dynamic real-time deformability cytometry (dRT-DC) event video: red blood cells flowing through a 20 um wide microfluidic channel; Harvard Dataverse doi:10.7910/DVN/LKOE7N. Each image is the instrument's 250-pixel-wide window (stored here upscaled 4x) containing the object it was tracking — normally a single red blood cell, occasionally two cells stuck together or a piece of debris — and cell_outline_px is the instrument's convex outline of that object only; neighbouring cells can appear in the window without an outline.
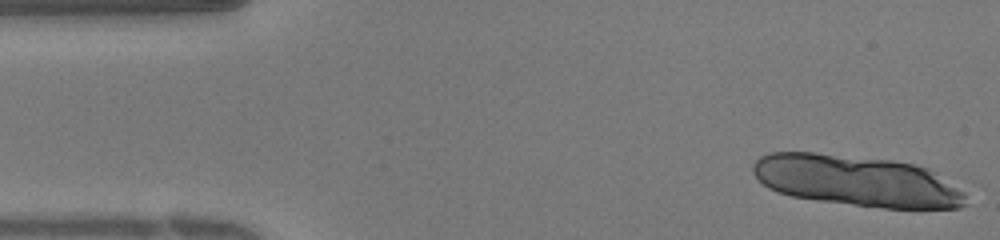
{"species": "human", "species_latin": "Homo sapiens", "temperature_condition": "warm", "stored_images_in_passage": 38, "camera_frame_rate_fps": 3000, "um_per_image_px": 0.085, "donor": {"sex": "female"}, "frame": {"image": 1, "passage_image": 1, "time_ms": 0.0, "image_size_px": [1000, 240], "cell_outline_px": [[968, 204], [960, 208], [884, 208], [820, 200], [792, 196], [776, 192], [768, 188], [752, 172], [752, 164], [760, 156], [772, 152], [812, 152], [892, 160], [912, 164], [928, 168], [936, 172], [964, 188]], "centroid_in_image_um": [72.89, 15.37], "position_along_channel_um": 12.1, "area_um2": 63.52}}
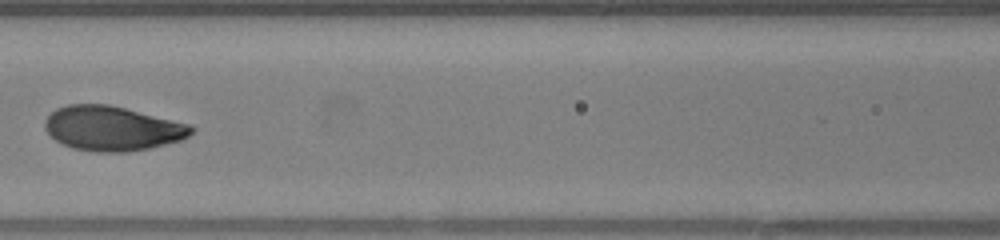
{"frame": {"image": 2, "passage_image": 16, "time_ms": 5.0, "image_size_px": [1000, 240], "cell_outline_px": [[196, 128], [188, 136], [180, 140], [148, 148], [128, 152], [96, 152], [72, 148], [56, 140], [44, 128], [44, 120], [56, 108], [68, 104], [108, 104], [192, 124]], "centroid_in_image_um": [9.55, 10.91], "position_along_channel_um": 157.1, "area_um2": 38.03}}
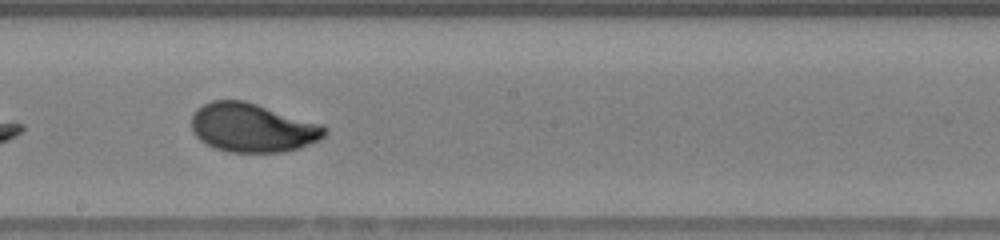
{"frame": {"image": 3, "passage_image": 20, "time_ms": 6.333, "image_size_px": [1000, 240], "cell_outline_px": [[328, 132], [320, 140], [300, 148], [280, 152], [228, 152], [216, 148], [200, 140], [192, 132], [192, 116], [196, 108], [212, 100], [244, 100], [324, 124], [328, 128]], "centroid_in_image_um": [21.5, 10.85], "position_along_channel_um": 226.7, "area_um2": 38.21}}